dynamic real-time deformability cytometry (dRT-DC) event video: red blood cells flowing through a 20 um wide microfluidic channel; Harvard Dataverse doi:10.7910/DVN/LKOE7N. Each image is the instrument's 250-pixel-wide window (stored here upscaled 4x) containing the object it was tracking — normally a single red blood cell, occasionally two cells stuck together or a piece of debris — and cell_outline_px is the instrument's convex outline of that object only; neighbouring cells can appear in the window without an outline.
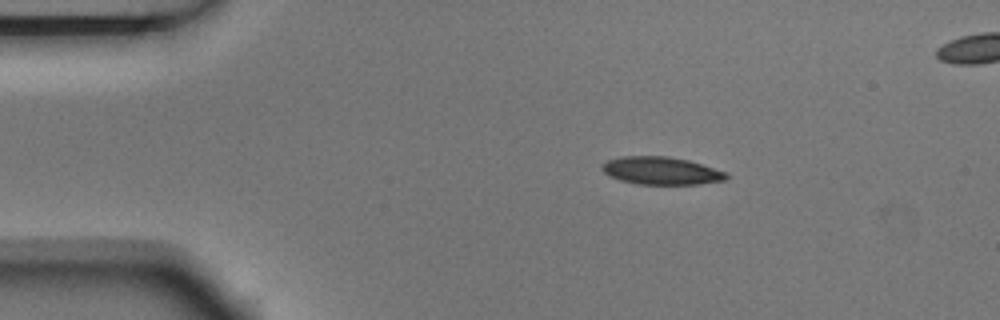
{"species": "Egyptian fruit bat (a non-hibernating species)", "species_latin": "Rousettus aegyptiacus", "temperature_condition": "room temperature", "stored_images_in_passage": 5, "camera_frame_rate_fps": 3000, "um_per_image_px": 0.085, "animal": {"sex": "male"}, "frame": {"image": 1, "passage_image": 2, "time_ms": 0.333, "image_size_px": [1000, 320], "cell_outline_px": [[728, 176], [724, 180], [696, 184], [636, 184], [620, 180], [604, 172], [600, 164], [608, 160], [624, 156], [668, 156], [688, 160], [728, 172]], "centroid_in_image_um": [56.2, 14.51], "position_along_channel_um": 28.8, "area_um2": 19.94}}
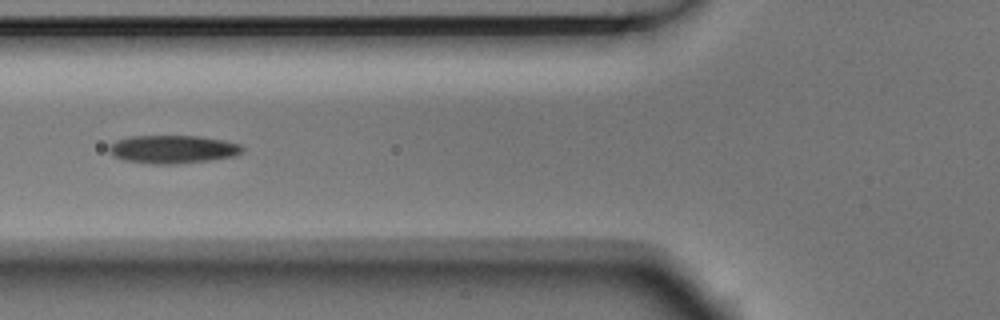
{"frame": {"image": 2, "passage_image": 5, "time_ms": 1.333, "image_size_px": [1000, 320], "cell_outline_px": [[244, 152], [236, 156], [208, 160], [176, 164], [152, 164], [124, 160], [112, 156], [108, 152], [108, 148], [116, 140], [128, 136], [200, 136], [224, 140], [240, 144], [244, 148]], "centroid_in_image_um": [14.69, 12.69], "position_along_channel_um": 111.1, "area_um2": 22.08}}